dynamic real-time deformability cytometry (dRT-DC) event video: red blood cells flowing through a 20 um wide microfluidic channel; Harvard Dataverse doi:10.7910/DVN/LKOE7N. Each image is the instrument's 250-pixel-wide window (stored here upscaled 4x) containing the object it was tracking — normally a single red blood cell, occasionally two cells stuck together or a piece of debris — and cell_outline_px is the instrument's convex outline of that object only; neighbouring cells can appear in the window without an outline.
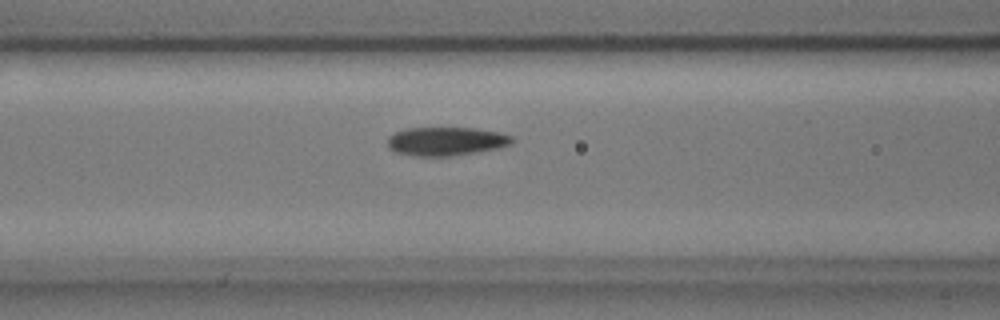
{"species": "common noctule bat (a hibernating species)", "species_latin": "Nyctalus noctula", "temperature_condition": "cold", "stored_images_in_passage": 5, "camera_frame_rate_fps": 3000, "um_per_image_px": 0.085, "animal": {"sex": "male", "body_mass_g": 17.9, "forearm_length_mm": 54.2}, "frame": {"image": 1, "passage_image": 3, "time_ms": 0.667, "image_size_px": [1000, 320], "cell_outline_px": [[516, 140], [512, 144], [500, 148], [480, 152], [452, 156], [412, 156], [392, 152], [388, 148], [388, 136], [392, 132], [404, 128], [448, 124], [504, 132], [512, 136]], "centroid_in_image_um": [37.92, 11.95], "position_along_channel_um": 128.7, "area_um2": 22.54}}